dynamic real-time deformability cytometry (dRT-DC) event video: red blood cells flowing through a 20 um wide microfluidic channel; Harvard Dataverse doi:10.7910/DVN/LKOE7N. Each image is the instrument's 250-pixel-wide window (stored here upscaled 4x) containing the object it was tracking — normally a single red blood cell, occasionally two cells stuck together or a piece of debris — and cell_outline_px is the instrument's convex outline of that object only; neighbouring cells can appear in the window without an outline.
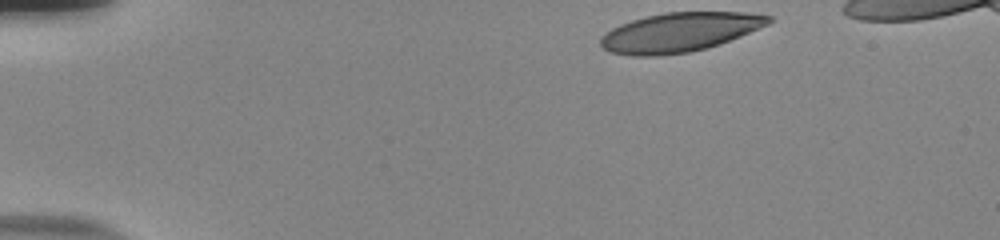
{"species": "human", "species_latin": "Homo sapiens", "temperature_condition": "room temperature", "stored_images_in_passage": 39, "camera_frame_rate_fps": 3000, "um_per_image_px": 0.085, "donor": {"sex": "male"}, "frame": {"image": 1, "passage_image": 1, "time_ms": 0.0, "image_size_px": [1000, 240], "cell_outline_px": [[772, 20], [768, 24], [740, 36], [720, 44], [688, 52], [656, 56], [636, 56], [612, 52], [604, 48], [600, 44], [600, 36], [604, 32], [620, 24], [632, 20], [664, 12], [744, 12], [772, 16]], "centroid_in_image_um": [57.74, 2.73], "position_along_channel_um": 27.3, "area_um2": 38.15}}
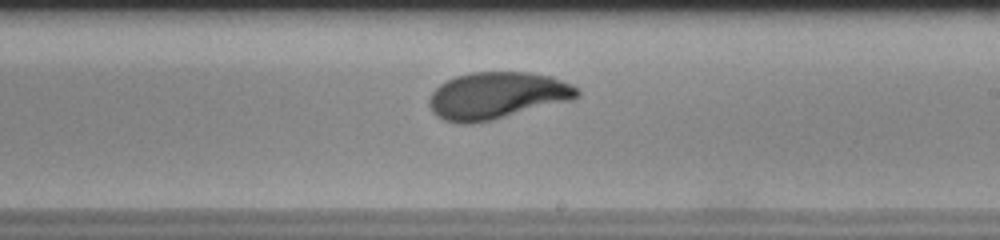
{"frame": {"image": 2, "passage_image": 26, "time_ms": 8.333, "image_size_px": [1000, 240], "cell_outline_px": [[580, 96], [572, 100], [492, 120], [472, 124], [456, 124], [444, 120], [436, 116], [432, 112], [428, 104], [428, 100], [432, 92], [440, 84], [456, 76], [472, 72], [528, 72], [552, 76], [572, 84], [580, 88]], "centroid_in_image_um": [42.25, 8.13], "position_along_channel_um": 246.8, "area_um2": 40.86}}
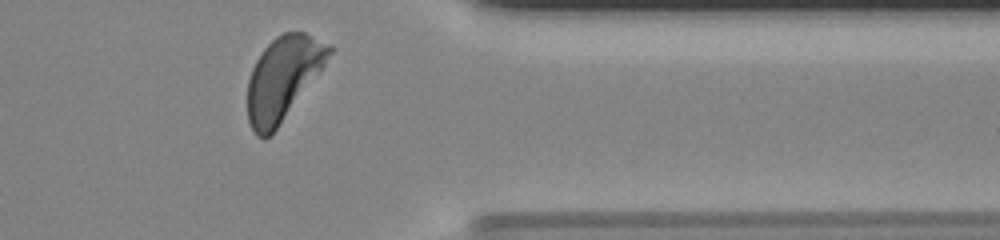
{"frame": {"image": 3, "passage_image": 38, "time_ms": 12.333, "image_size_px": [1000, 240], "cell_outline_px": [[332, 52], [320, 72], [276, 128], [264, 140], [256, 136], [248, 120], [248, 80], [252, 68], [256, 60], [264, 48], [276, 36], [284, 32], [304, 32], [332, 44]], "centroid_in_image_um": [24.06, 6.62], "position_along_channel_um": 387.3, "area_um2": 39.13}, "authors_computed_cell_mechanics": {"area_um2": 39.4196, "velocity_mm_per_s": 3.7295, "shape_relaxation_time_tau1_ms": 2.9425, "shape_relaxation_time_tau2_ms": 0.9486, "deformation_change_tau1": 0.166, "deformation_change_tau2": 0.0663}}